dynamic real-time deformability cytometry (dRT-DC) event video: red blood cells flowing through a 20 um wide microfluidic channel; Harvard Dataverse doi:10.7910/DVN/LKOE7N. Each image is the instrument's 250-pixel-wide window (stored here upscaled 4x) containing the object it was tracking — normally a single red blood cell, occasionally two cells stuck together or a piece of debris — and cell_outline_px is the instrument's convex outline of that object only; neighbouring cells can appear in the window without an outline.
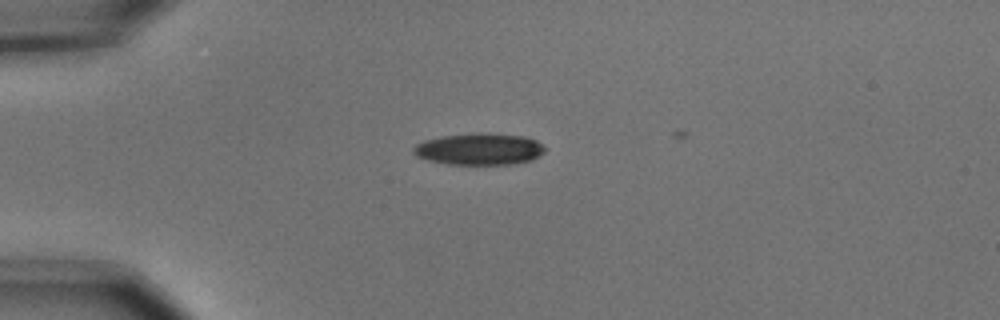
{"species": "common noctule bat (a hibernating species)", "species_latin": "Nyctalus noctula", "temperature_condition": "cold", "stored_images_in_passage": 2, "camera_frame_rate_fps": 3000, "um_per_image_px": 0.085, "animal": {"sex": "male", "body_mass_g": 15.6}, "frame": {"image": 1, "passage_image": 1, "time_ms": 0.0, "image_size_px": [1000, 320], "cell_outline_px": [[544, 152], [532, 160], [512, 164], [448, 164], [428, 160], [416, 156], [412, 152], [412, 148], [416, 144], [424, 140], [440, 136], [524, 136], [536, 140], [544, 148]], "centroid_in_image_um": [40.69, 12.73], "position_along_channel_um": 44.3, "area_um2": 23.12}}